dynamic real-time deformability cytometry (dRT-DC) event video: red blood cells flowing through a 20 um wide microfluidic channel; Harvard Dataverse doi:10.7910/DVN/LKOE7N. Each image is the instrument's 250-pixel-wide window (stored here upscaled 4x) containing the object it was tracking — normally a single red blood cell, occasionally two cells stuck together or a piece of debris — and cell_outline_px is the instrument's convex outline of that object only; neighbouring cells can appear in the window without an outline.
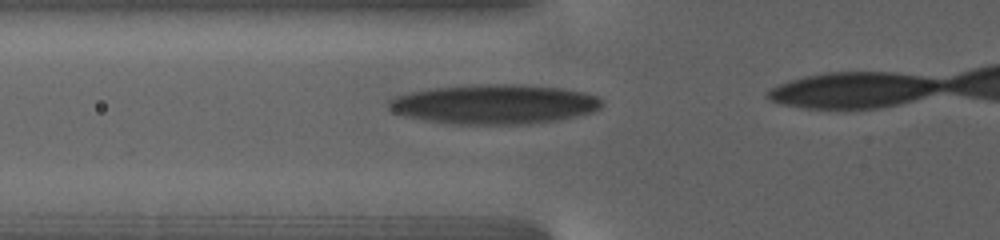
{"species": "human", "species_latin": "Homo sapiens", "temperature_condition": "warm", "stored_images_in_passage": 5, "camera_frame_rate_fps": 3000, "um_per_image_px": 0.085, "donor": {"sex": "female"}, "frame": {"image": 1, "passage_image": 2, "time_ms": 0.667, "image_size_px": [1000, 240], "cell_outline_px": [[600, 108], [592, 112], [576, 116], [556, 120], [532, 124], [452, 124], [404, 116], [388, 108], [388, 100], [396, 96], [412, 92], [436, 88], [484, 84], [520, 84], [560, 88], [584, 92], [596, 96], [600, 100]], "centroid_in_image_um": [42.03, 8.86], "position_along_channel_um": 83.8, "area_um2": 48.73}}
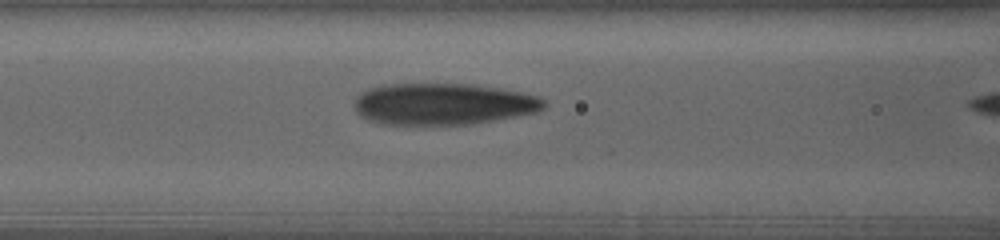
{"frame": {"image": 2, "passage_image": 4, "time_ms": 2.333, "image_size_px": [1000, 240], "cell_outline_px": [[544, 108], [536, 112], [516, 116], [472, 124], [380, 124], [368, 120], [360, 116], [356, 112], [356, 100], [364, 92], [372, 88], [388, 84], [468, 84], [496, 88], [520, 92], [536, 96], [544, 100]], "centroid_in_image_um": [37.67, 8.85], "position_along_channel_um": 128.9, "area_um2": 45.32}}